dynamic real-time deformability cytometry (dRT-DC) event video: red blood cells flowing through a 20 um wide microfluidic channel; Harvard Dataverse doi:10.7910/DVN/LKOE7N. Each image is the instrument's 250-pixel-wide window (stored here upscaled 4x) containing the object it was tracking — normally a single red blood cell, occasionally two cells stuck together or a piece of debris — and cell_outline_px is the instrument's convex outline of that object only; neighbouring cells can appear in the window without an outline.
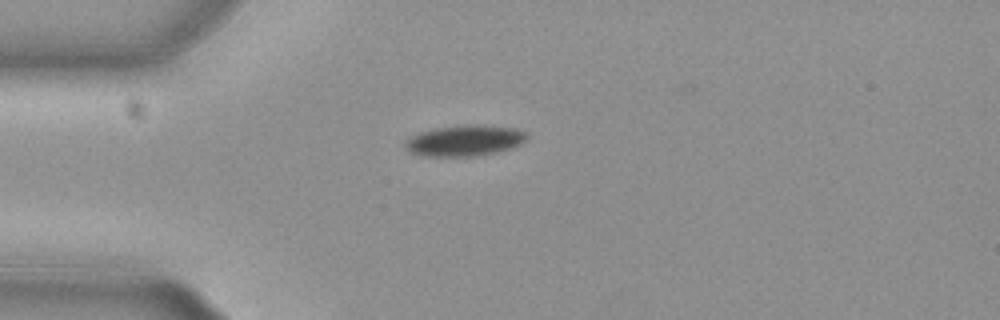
{"species": "common noctule bat (a hibernating species)", "species_latin": "Nyctalus noctula", "temperature_condition": "cold", "stored_images_in_passage": 36, "camera_frame_rate_fps": 3000, "um_per_image_px": 0.085, "animal": {"sex": "female", "body_mass_g": 29.2, "forearm_length_mm": 56.3}, "frame": {"image": 1, "passage_image": 1, "time_ms": 0.0, "image_size_px": [1000, 320], "cell_outline_px": [[528, 136], [520, 144], [508, 148], [492, 152], [472, 156], [424, 156], [412, 152], [404, 148], [404, 144], [408, 136], [420, 132], [436, 128], [464, 124], [476, 124], [516, 128], [524, 132]], "centroid_in_image_um": [39.43, 11.93], "position_along_channel_um": 45.6, "area_um2": 21.73}}
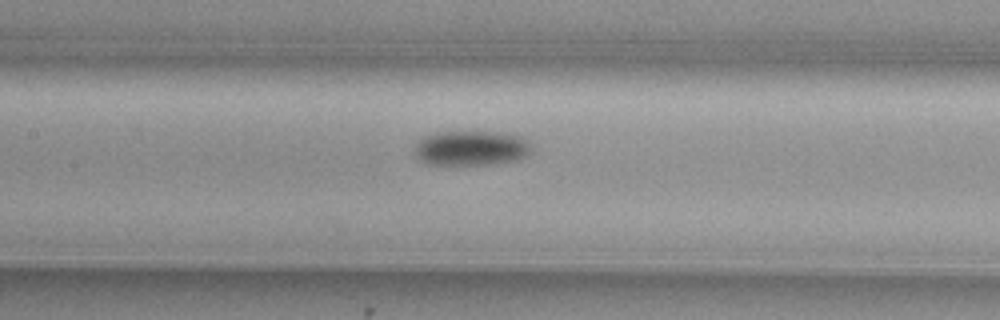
{"frame": {"image": 2, "passage_image": 12, "time_ms": 3.667, "image_size_px": [1000, 320], "cell_outline_px": [[532, 152], [528, 156], [516, 160], [492, 164], [428, 164], [420, 160], [416, 156], [416, 144], [420, 140], [436, 132], [504, 132], [520, 136], [528, 140], [532, 144]], "centroid_in_image_um": [40.14, 12.59], "position_along_channel_um": 167.3, "area_um2": 23.76}}
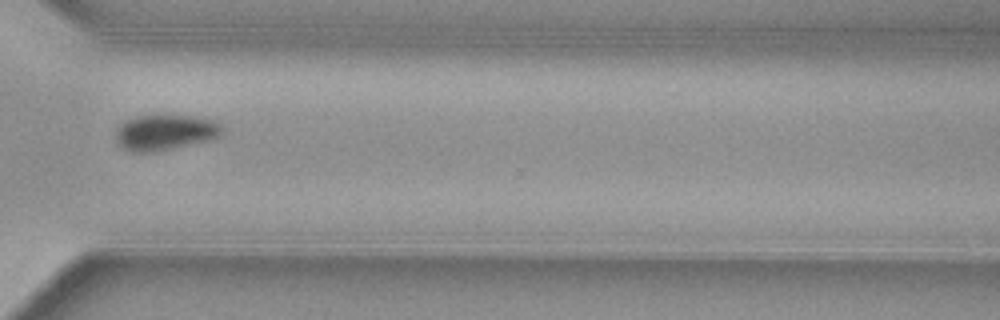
{"frame": {"image": 3, "passage_image": 27, "time_ms": 8.667, "image_size_px": [1000, 320], "cell_outline_px": [[224, 132], [220, 136], [212, 140], [152, 152], [132, 152], [124, 148], [116, 140], [116, 128], [124, 120], [136, 116], [196, 116], [212, 120], [220, 124], [224, 128]], "centroid_in_image_um": [14.06, 11.25], "position_along_channel_um": 356.5, "area_um2": 22.08}, "authors_computed_cell_mechanics": {"area_um2": 22.5998, "velocity_mm_per_s": 3.8046, "shape_relaxation_time_tau1_ms": 1.8676, "shape_relaxation_time_tau2_ms": null, "deformation_change_tau1": 0.0984, "deformation_change_tau2": null}}